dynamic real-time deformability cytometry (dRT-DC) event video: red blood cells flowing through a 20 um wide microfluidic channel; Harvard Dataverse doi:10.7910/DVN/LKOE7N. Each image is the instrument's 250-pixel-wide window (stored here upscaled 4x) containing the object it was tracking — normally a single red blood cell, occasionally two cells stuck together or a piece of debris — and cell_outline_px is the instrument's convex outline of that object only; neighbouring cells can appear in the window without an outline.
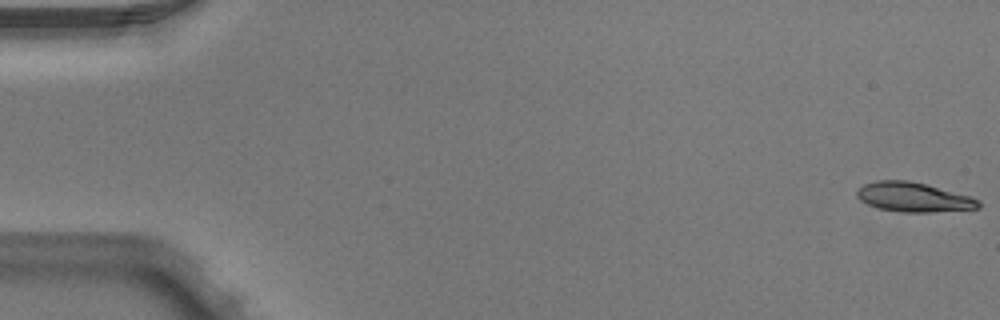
{"species": "Egyptian fruit bat (a non-hibernating species)", "species_latin": "Rousettus aegyptiacus", "temperature_condition": "warm", "stored_images_in_passage": 5, "camera_frame_rate_fps": 3000, "um_per_image_px": 0.085, "animal": {"sex": "male"}, "frame": {"image": 1, "passage_image": 1, "time_ms": 0.0, "image_size_px": [1000, 320], "cell_outline_px": [[980, 208], [932, 212], [900, 212], [876, 208], [860, 200], [856, 196], [856, 192], [864, 184], [876, 180], [908, 180], [972, 196], [980, 200]], "centroid_in_image_um": [77.65, 16.76], "position_along_channel_um": 7.4, "area_um2": 20.92}}
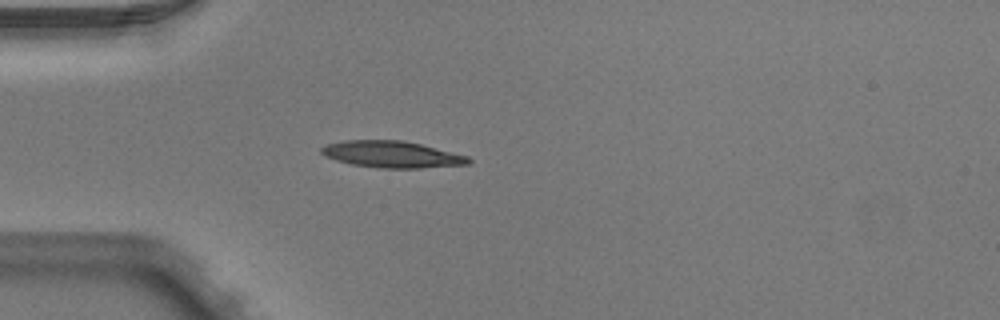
{"frame": {"image": 2, "passage_image": 5, "time_ms": 1.333, "image_size_px": [1000, 320], "cell_outline_px": [[472, 160], [468, 164], [420, 168], [380, 168], [352, 164], [336, 160], [324, 156], [320, 152], [320, 148], [328, 144], [344, 140], [404, 140], [468, 156]], "centroid_in_image_um": [33.29, 13.12], "position_along_channel_um": 51.7, "area_um2": 22.72}}